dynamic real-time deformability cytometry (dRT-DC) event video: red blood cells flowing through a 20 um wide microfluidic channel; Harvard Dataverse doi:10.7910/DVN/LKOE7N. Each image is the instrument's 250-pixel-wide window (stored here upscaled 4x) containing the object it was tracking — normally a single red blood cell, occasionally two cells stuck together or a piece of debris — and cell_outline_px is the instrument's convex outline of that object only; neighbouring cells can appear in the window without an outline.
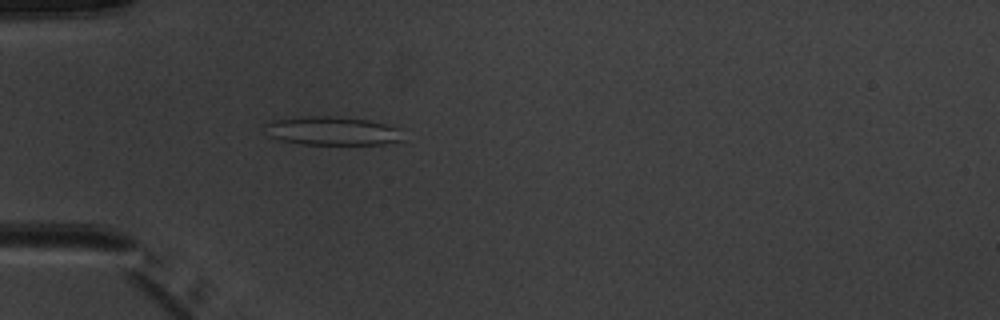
{"species": "common noctule bat (a hibernating species)", "species_latin": "Nyctalus noctula", "temperature_condition": "warm", "stored_images_in_passage": 4, "camera_frame_rate_fps": 3000, "um_per_image_px": 0.085, "animal": {"sex": "male", "body_mass_g": 20.1, "forearm_length_mm": 53.5}, "frame": {"image": 1, "passage_image": 4, "time_ms": 3.333, "image_size_px": [1000, 320], "cell_outline_px": [[404, 140], [380, 144], [300, 144], [280, 140], [268, 136], [264, 124], [272, 120], [300, 116], [336, 116], [368, 120], [384, 124], [396, 128]], "centroid_in_image_um": [28.16, 11.12], "position_along_channel_um": 56.8, "area_um2": 22.95}}